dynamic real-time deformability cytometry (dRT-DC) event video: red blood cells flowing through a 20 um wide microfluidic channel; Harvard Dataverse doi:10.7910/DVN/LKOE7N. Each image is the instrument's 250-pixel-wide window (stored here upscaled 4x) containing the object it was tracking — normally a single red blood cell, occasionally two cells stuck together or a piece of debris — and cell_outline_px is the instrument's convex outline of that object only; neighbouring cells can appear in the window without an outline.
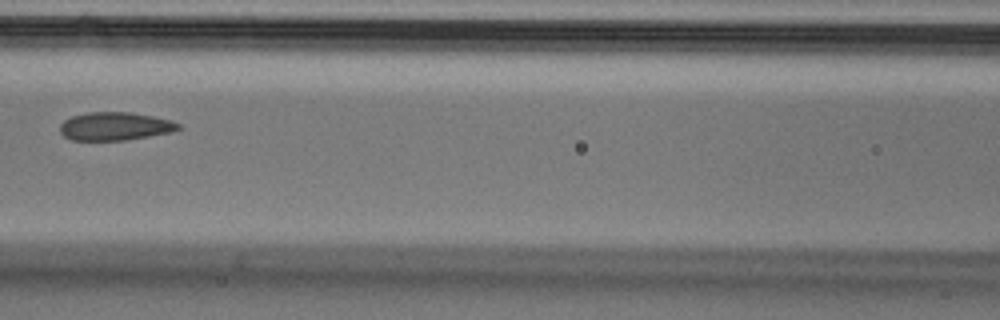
{"species": "Egyptian fruit bat (a non-hibernating species)", "species_latin": "Rousettus aegyptiacus", "temperature_condition": "cold", "stored_images_in_passage": 3, "camera_frame_rate_fps": 3000, "um_per_image_px": 0.085, "animal": {"sex": "male"}, "frame": {"image": 1, "passage_image": 3, "time_ms": 0.667, "image_size_px": [1000, 320], "cell_outline_px": [[184, 128], [172, 132], [124, 140], [72, 140], [64, 136], [60, 132], [60, 124], [64, 120], [72, 116], [88, 112], [132, 112], [172, 120], [180, 124]], "centroid_in_image_um": [9.8, 10.73], "position_along_channel_um": 156.8, "area_um2": 19.54}}